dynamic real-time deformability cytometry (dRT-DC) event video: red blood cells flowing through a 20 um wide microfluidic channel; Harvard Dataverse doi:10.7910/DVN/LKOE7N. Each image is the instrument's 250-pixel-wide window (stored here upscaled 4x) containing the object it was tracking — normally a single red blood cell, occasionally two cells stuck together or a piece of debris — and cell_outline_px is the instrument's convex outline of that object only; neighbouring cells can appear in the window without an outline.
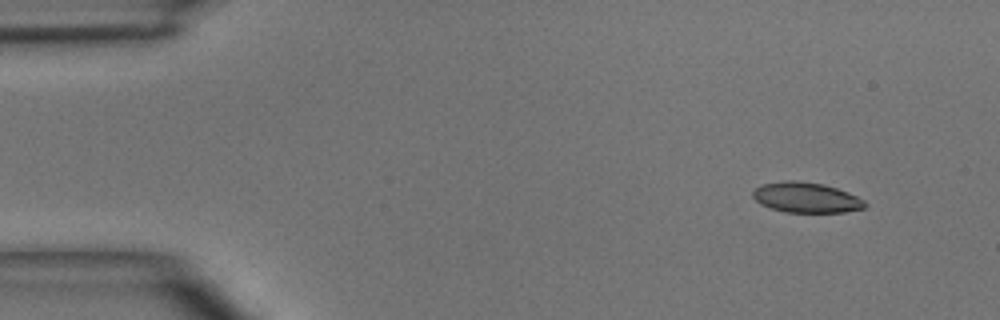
{"species": "common noctule bat (a hibernating species)", "species_latin": "Nyctalus noctula", "temperature_condition": "room temperature", "stored_images_in_passage": 6, "camera_frame_rate_fps": 3000, "um_per_image_px": 0.085, "animal": {"sex": "male", "body_mass_g": 15.6}, "frame": {"image": 1, "passage_image": 1, "time_ms": 0.0, "image_size_px": [1000, 320], "cell_outline_px": [[868, 204], [864, 208], [844, 212], [784, 212], [760, 204], [752, 196], [752, 192], [756, 188], [764, 184], [784, 180], [796, 180], [824, 184], [848, 192], [864, 200]], "centroid_in_image_um": [68.53, 16.79], "position_along_channel_um": 16.5, "area_um2": 19.77}}
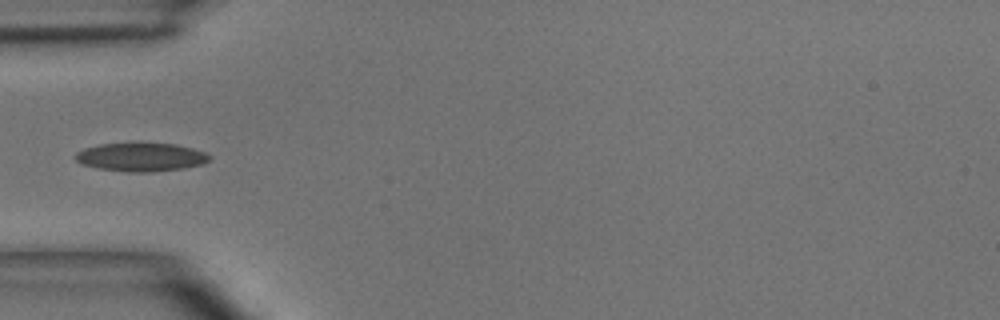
{"frame": {"image": 2, "passage_image": 4, "time_ms": 3.667, "image_size_px": [1000, 320], "cell_outline_px": [[212, 156], [204, 164], [184, 168], [152, 172], [128, 172], [100, 168], [84, 164], [76, 160], [76, 152], [84, 148], [100, 144], [176, 144], [192, 148], [204, 152]], "centroid_in_image_um": [12.03, 13.36], "position_along_channel_um": 73.0, "area_um2": 21.91}}
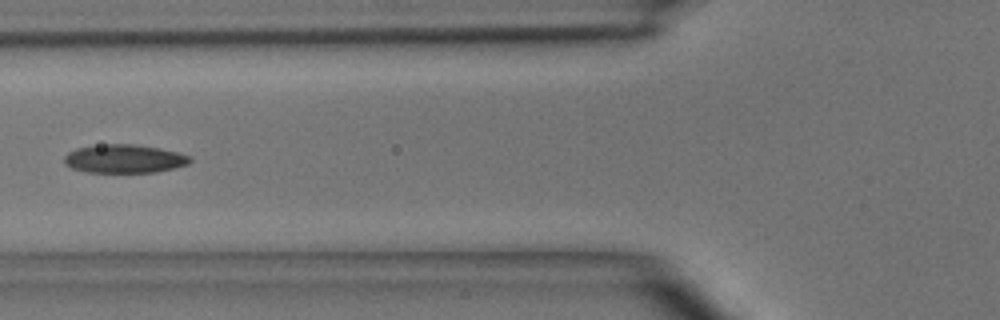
{"frame": {"image": 3, "passage_image": 5, "time_ms": 4.667, "image_size_px": [1000, 320], "cell_outline_px": [[192, 160], [188, 164], [176, 168], [156, 172], [84, 172], [72, 168], [64, 164], [64, 156], [68, 152], [76, 148], [104, 144], [132, 144], [160, 148], [176, 152], [188, 156]], "centroid_in_image_um": [10.54, 13.5], "position_along_channel_um": 115.3, "area_um2": 20.87}}